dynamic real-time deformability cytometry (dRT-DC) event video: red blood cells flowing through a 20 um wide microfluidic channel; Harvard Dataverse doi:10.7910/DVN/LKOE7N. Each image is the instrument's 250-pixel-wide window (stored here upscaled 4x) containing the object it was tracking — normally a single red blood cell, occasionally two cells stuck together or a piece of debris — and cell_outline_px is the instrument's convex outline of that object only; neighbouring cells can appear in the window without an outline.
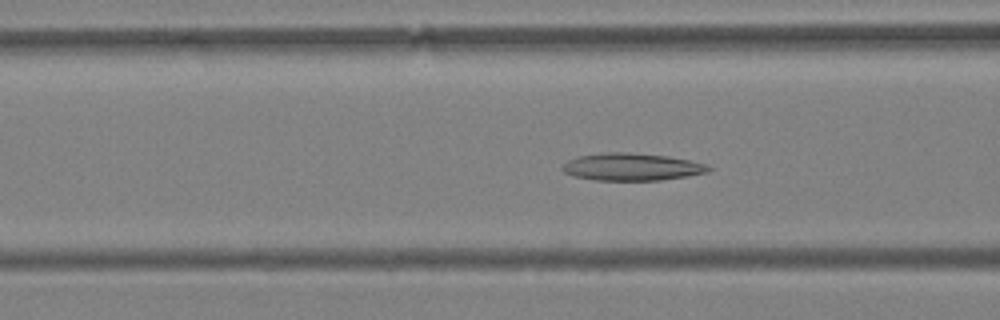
{"species": "Egyptian fruit bat (a non-hibernating species)", "species_latin": "Rousettus aegyptiacus", "temperature_condition": "warm", "stored_images_in_passage": 57, "camera_frame_rate_fps": 3000, "um_per_image_px": 0.085, "animal": {"sex": "female"}, "frame": {"image": 1, "passage_image": 23, "time_ms": 7.333, "image_size_px": [1000, 320], "cell_outline_px": [[712, 168], [708, 172], [688, 176], [660, 180], [592, 180], [576, 176], [564, 172], [560, 168], [568, 160], [580, 156], [604, 152], [628, 152], [668, 156], [708, 164]], "centroid_in_image_um": [53.72, 14.18], "position_along_channel_um": 112.9, "area_um2": 23.29}}
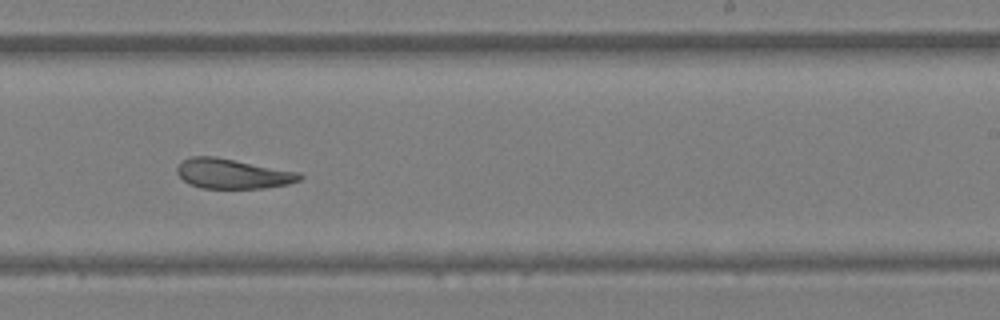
{"frame": {"image": 2, "passage_image": 36, "time_ms": 11.667, "image_size_px": [1000, 320], "cell_outline_px": [[304, 176], [300, 180], [288, 184], [264, 188], [200, 188], [188, 184], [176, 172], [176, 168], [184, 160], [192, 156], [216, 156], [300, 172]], "centroid_in_image_um": [19.79, 14.76], "position_along_channel_um": 269.2, "area_um2": 21.44}}
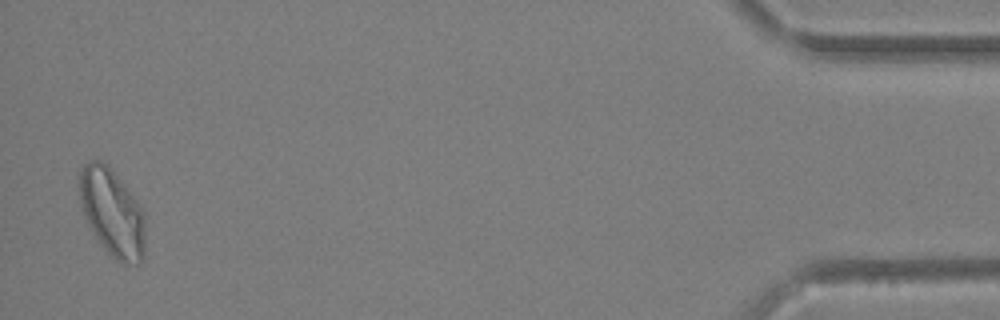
{"frame": {"image": 3, "passage_image": 56, "time_ms": 18.333, "image_size_px": [1000, 320], "cell_outline_px": [[144, 256], [140, 264], [120, 264], [108, 252], [84, 220], [80, 208], [76, 176], [84, 164], [88, 160], [100, 160], [108, 164], [136, 200], [144, 212]], "centroid_in_image_um": [9.48, 18.03], "position_along_channel_um": 425.7, "area_um2": 34.22}, "authors_computed_cell_mechanics": {"area_um2": 26.299, "velocity_mm_per_s": 3.6208, "shape_relaxation_time_tau1_ms": null, "shape_relaxation_time_tau2_ms": 5.66, "deformation_change_tau1": null, "deformation_change_tau2": 0.1579}}